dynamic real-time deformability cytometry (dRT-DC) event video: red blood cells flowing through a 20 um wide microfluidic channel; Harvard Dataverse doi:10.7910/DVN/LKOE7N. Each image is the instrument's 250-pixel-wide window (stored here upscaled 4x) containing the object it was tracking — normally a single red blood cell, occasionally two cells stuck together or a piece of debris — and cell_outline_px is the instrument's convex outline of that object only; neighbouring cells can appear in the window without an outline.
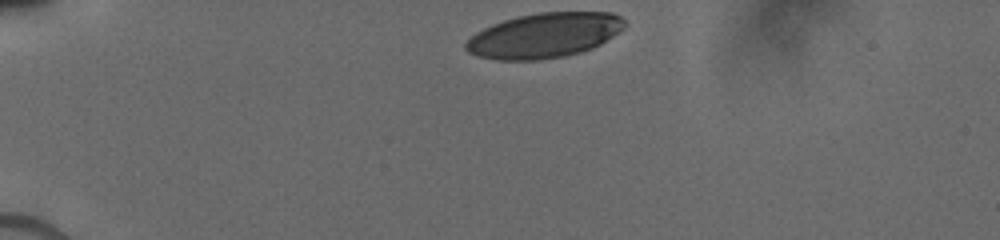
{"species": "human", "species_latin": "Homo sapiens", "temperature_condition": "cold", "stored_images_in_passage": 10, "camera_frame_rate_fps": 3000, "um_per_image_px": 0.085, "donor": {"sex": "male"}, "frame": {"image": 1, "passage_image": 1, "time_ms": 0.0, "image_size_px": [1000, 240], "cell_outline_px": [[624, 28], [600, 44], [592, 48], [580, 52], [564, 56], [536, 60], [496, 60], [480, 56], [468, 52], [464, 48], [464, 44], [476, 32], [492, 24], [516, 16], [540, 12], [612, 12], [620, 16], [624, 20]], "centroid_in_image_um": [46.25, 3.0], "position_along_channel_um": 38.8, "area_um2": 41.38}}